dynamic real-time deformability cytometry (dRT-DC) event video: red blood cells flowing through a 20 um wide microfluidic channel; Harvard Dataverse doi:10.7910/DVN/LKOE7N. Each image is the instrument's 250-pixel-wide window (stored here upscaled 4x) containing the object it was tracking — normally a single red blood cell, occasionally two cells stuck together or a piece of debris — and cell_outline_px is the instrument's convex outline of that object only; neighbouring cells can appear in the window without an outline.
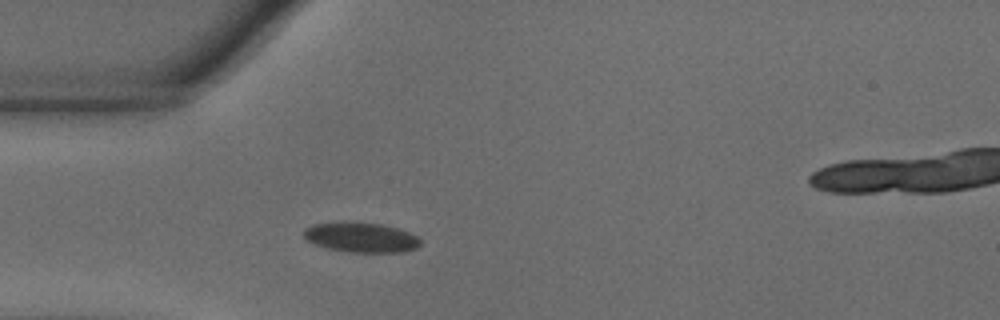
{"species": "common noctule bat (a hibernating species)", "species_latin": "Nyctalus noctula", "temperature_condition": "warm", "stored_images_in_passage": 41, "segment_of_instrument_passage": [1, 2], "camera_frame_rate_fps": 3000, "um_per_image_px": 0.085, "animal": {"sex": "male", "body_mass_g": 18.8}, "frame": {"image": 1, "passage_image": 1, "time_ms": 0.0, "image_size_px": [1000, 320], "cell_outline_px": [[420, 244], [416, 248], [400, 252], [348, 252], [328, 248], [304, 240], [304, 228], [312, 224], [344, 220], [380, 224], [396, 228], [408, 232], [416, 236], [420, 240]], "centroid_in_image_um": [30.62, 20.15], "position_along_channel_um": 54.4, "area_um2": 20.52}}
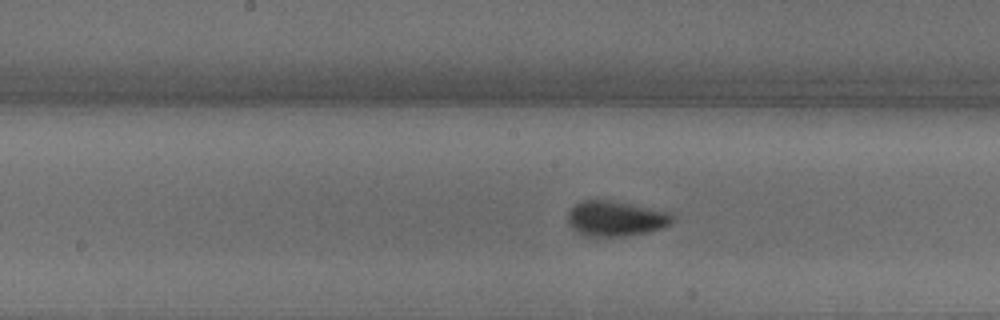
{"frame": {"image": 2, "passage_image": 13, "time_ms": 4.0, "image_size_px": [1000, 320], "cell_outline_px": [[676, 220], [664, 228], [624, 236], [584, 236], [576, 232], [568, 224], [568, 212], [580, 200], [608, 200], [632, 204], [672, 212]], "centroid_in_image_um": [52.36, 18.57], "position_along_channel_um": 195.8, "area_um2": 21.68}}
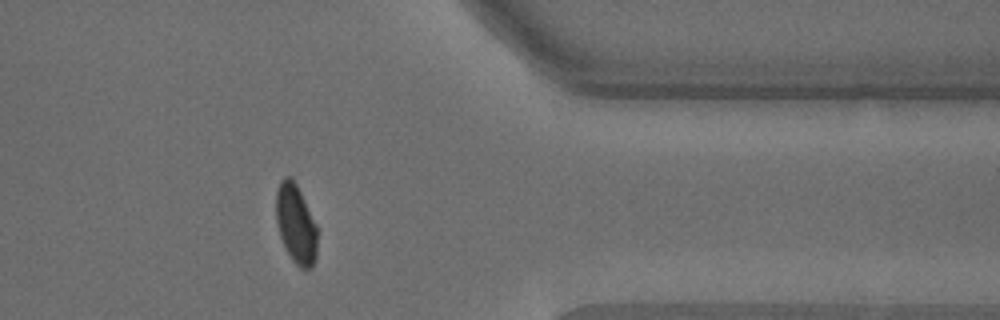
{"frame": {"image": 3, "passage_image": 30, "time_ms": 9.667, "image_size_px": [1000, 320], "cell_outline_px": [[320, 228], [316, 260], [312, 268], [300, 268], [292, 260], [284, 248], [280, 236], [276, 220], [276, 192], [280, 180], [284, 176], [292, 176]], "centroid_in_image_um": [25.2, 19.05], "position_along_channel_um": 386.2, "area_um2": 19.88}}